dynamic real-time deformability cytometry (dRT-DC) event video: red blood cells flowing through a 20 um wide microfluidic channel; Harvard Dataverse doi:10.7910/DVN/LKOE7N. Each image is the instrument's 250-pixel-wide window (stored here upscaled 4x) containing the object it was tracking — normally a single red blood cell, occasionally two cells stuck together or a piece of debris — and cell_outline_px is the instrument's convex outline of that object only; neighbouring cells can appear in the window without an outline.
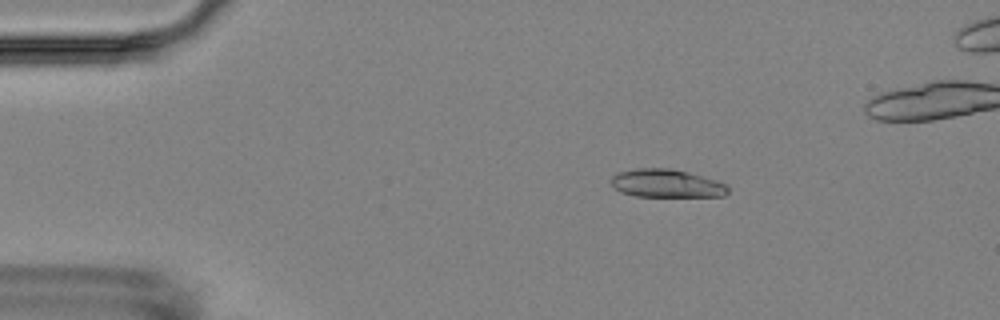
{"species": "Egyptian fruit bat (a non-hibernating species)", "species_latin": "Rousettus aegyptiacus", "temperature_condition": "room temperature", "stored_images_in_passage": 6, "camera_frame_rate_fps": 3000, "um_per_image_px": 0.085, "animal": {"sex": "female"}, "frame": {"image": 1, "passage_image": 3, "time_ms": 2.333, "image_size_px": [1000, 320], "cell_outline_px": [[728, 192], [724, 196], [636, 196], [620, 192], [608, 180], [616, 172], [636, 168], [668, 168], [688, 172], [716, 180], [724, 184], [728, 188]], "centroid_in_image_um": [56.6, 15.58], "position_along_channel_um": 28.4, "area_um2": 19.13}}